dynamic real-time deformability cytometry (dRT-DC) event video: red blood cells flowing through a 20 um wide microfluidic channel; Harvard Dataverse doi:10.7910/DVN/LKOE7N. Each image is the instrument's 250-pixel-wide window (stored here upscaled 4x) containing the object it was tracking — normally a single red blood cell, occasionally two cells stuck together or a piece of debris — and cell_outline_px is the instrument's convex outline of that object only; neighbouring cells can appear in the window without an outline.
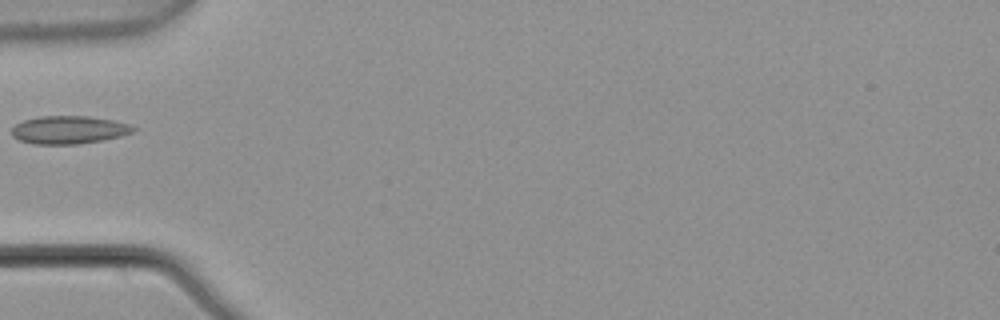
{"species": "common noctule bat (a hibernating species)", "species_latin": "Nyctalus noctula", "temperature_condition": "warm", "stored_images_in_passage": 5, "camera_frame_rate_fps": 3000, "um_per_image_px": 0.085, "animal": {"sex": "male", "body_mass_g": 21.5, "forearm_length_mm": 52.0}, "frame": {"image": 1, "passage_image": 5, "time_ms": 1.333, "image_size_px": [1000, 320], "cell_outline_px": [[140, 128], [132, 132], [120, 136], [80, 144], [36, 144], [20, 140], [12, 136], [12, 128], [16, 124], [24, 120], [40, 116], [88, 116], [112, 120], [128, 124]], "centroid_in_image_um": [5.86, 11.03], "position_along_channel_um": 79.1, "area_um2": 19.71}}